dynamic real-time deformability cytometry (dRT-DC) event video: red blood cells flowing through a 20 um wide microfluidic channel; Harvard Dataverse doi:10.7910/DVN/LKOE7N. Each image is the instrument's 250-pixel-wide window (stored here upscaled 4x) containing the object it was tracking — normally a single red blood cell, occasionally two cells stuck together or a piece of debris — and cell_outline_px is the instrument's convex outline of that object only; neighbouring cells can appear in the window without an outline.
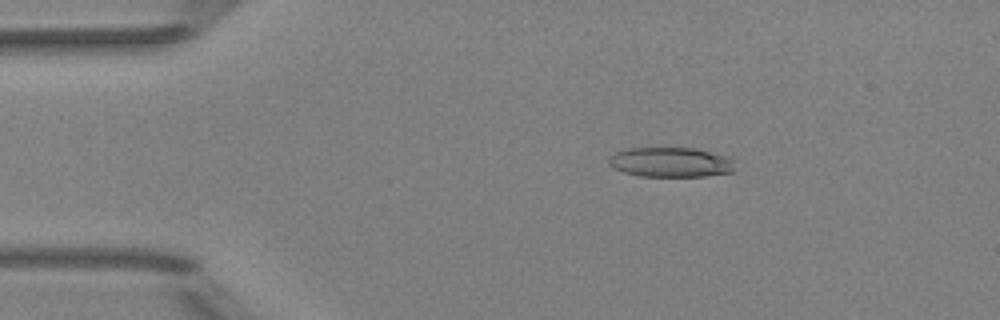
{"species": "Egyptian fruit bat (a non-hibernating species)", "species_latin": "Rousettus aegyptiacus", "temperature_condition": "room temperature", "stored_images_in_passage": 50, "camera_frame_rate_fps": 3000, "um_per_image_px": 0.085, "animal": {"sex": "female"}, "frame": {"image": 1, "passage_image": 8, "time_ms": 2.333, "image_size_px": [1000, 320], "cell_outline_px": [[736, 160], [732, 172], [704, 176], [640, 176], [624, 172], [608, 164], [608, 160], [620, 148], [696, 148], [728, 156]], "centroid_in_image_um": [57.04, 13.78], "position_along_channel_um": 28.0, "area_um2": 22.02}}
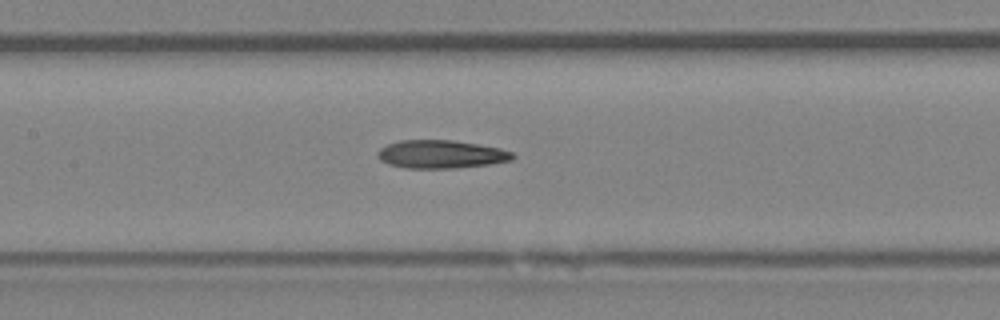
{"frame": {"image": 2, "passage_image": 23, "time_ms": 7.333, "image_size_px": [1000, 320], "cell_outline_px": [[516, 156], [512, 160], [488, 164], [456, 168], [404, 168], [388, 164], [380, 160], [376, 156], [376, 152], [380, 148], [388, 144], [400, 140], [452, 140], [500, 148], [512, 152]], "centroid_in_image_um": [37.45, 13.11], "position_along_channel_um": 170.0, "area_um2": 22.2}}
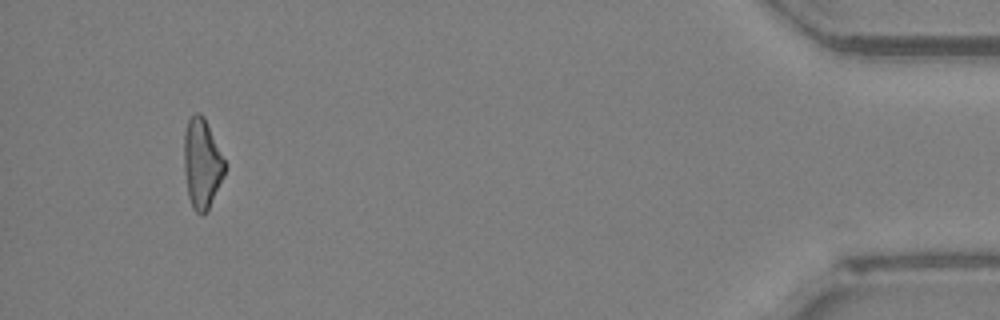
{"frame": {"image": 3, "passage_image": 47, "time_ms": 15.333, "image_size_px": [1000, 320], "cell_outline_px": [[224, 176], [208, 208], [200, 216], [192, 208], [188, 196], [184, 172], [184, 132], [188, 120], [196, 112], [200, 112], [204, 116], [224, 160]], "centroid_in_image_um": [17.13, 13.89], "position_along_channel_um": 418.1, "area_um2": 21.04}, "authors_computed_cell_mechanics": {"area_um2": 22.1663, "velocity_mm_per_s": 4.0322, "shape_relaxation_time_tau1_ms": 6.5136, "shape_relaxation_time_tau2_ms": 11.2162, "deformation_change_tau1": 0.1952, "deformation_change_tau2": 0.2942}}